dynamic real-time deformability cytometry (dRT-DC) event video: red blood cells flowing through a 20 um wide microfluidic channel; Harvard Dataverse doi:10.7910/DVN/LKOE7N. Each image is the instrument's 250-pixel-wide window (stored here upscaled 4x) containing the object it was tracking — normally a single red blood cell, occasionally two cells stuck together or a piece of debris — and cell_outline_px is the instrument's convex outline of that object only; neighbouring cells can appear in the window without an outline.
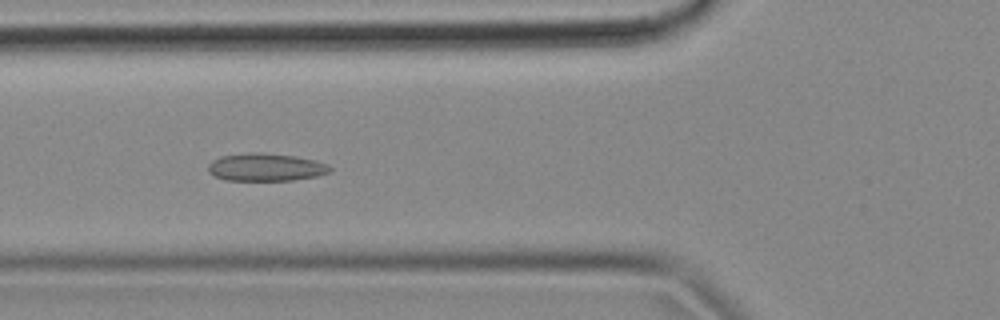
{"species": "common noctule bat (a hibernating species)", "species_latin": "Nyctalus noctula", "temperature_condition": "cold", "stored_images_in_passage": 56, "segment_of_instrument_passage": [1, 2], "camera_frame_rate_fps": 3000, "um_per_image_px": 0.085, "animal": {"sex": "female", "body_mass_g": 18.4}, "frame": {"image": 1, "passage_image": 20, "time_ms": 6.333, "image_size_px": [1000, 320], "cell_outline_px": [[332, 172], [316, 176], [292, 180], [224, 180], [208, 172], [208, 164], [212, 160], [220, 156], [260, 152], [296, 156], [316, 160], [328, 164], [332, 168]], "centroid_in_image_um": [22.62, 14.21], "position_along_channel_um": 103.2, "area_um2": 19.71}}
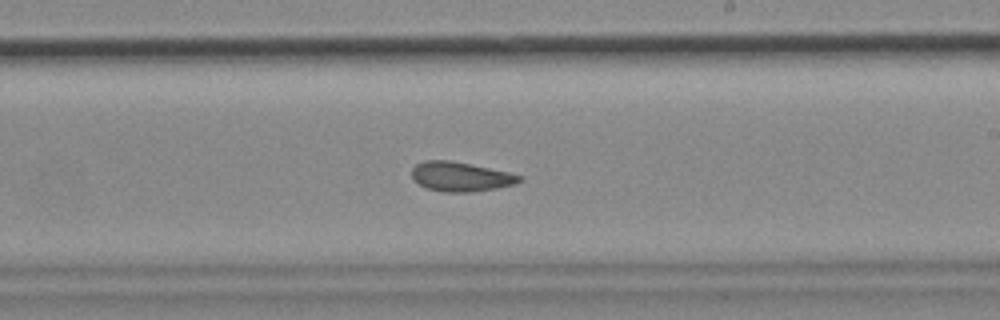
{"frame": {"image": 2, "passage_image": 32, "time_ms": 10.333, "image_size_px": [1000, 320], "cell_outline_px": [[524, 180], [516, 184], [496, 188], [472, 192], [444, 192], [428, 188], [412, 180], [412, 168], [416, 164], [424, 160], [452, 160], [508, 172], [524, 176]], "centroid_in_image_um": [39.18, 15.01], "position_along_channel_um": 249.8, "area_um2": 18.61}}
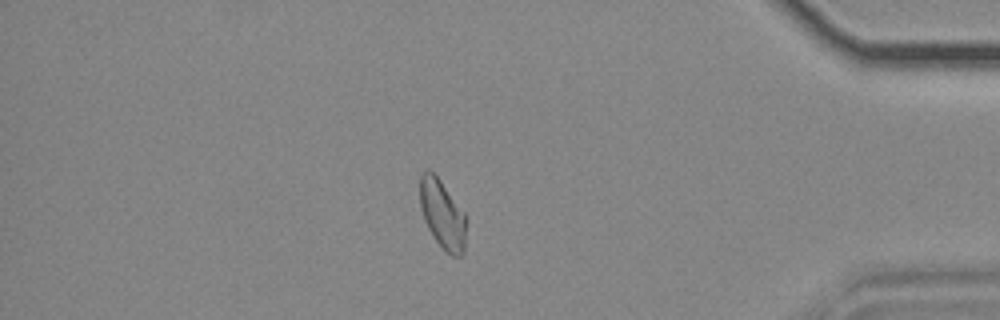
{"frame": {"image": 3, "passage_image": 47, "time_ms": 15.333, "image_size_px": [1000, 320], "cell_outline_px": [[468, 220], [464, 252], [460, 256], [452, 256], [432, 236], [424, 220], [420, 208], [420, 176], [428, 168], [440, 180], [464, 212]], "centroid_in_image_um": [37.63, 18.23], "position_along_channel_um": 397.6, "area_um2": 18.61}}